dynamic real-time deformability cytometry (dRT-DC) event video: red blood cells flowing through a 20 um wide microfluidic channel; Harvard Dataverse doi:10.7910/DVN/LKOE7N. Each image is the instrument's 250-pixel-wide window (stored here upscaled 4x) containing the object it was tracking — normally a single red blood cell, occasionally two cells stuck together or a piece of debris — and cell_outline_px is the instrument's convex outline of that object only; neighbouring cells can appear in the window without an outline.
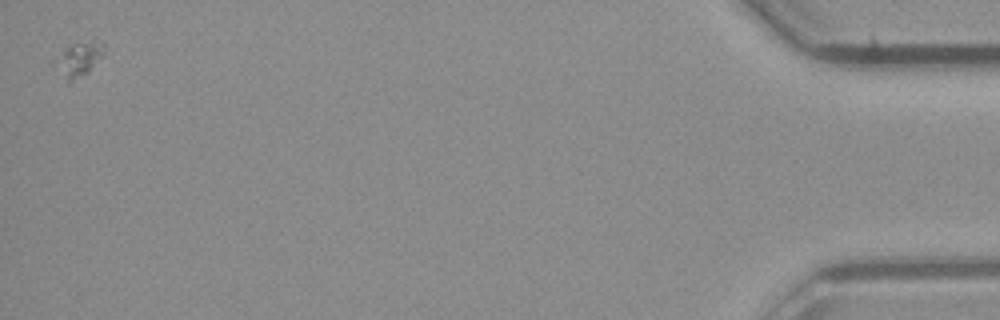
{"species": "common noctule bat (a hibernating species)", "species_latin": "Nyctalus noctula", "temperature_condition": "room temperature", "stored_images_in_passage": 37, "camera_frame_rate_fps": 3000, "um_per_image_px": 0.085, "animal": {"sex": "male", "body_mass_g": 23.1, "forearm_length_mm": 52.7}, "frame": {"image": 1, "passage_image": 37, "time_ms": 12.0, "image_size_px": [1000, 320], "cell_outline_px": [[104, 52], [88, 72], [68, 84], [52, 64], [52, 60], [64, 48], [72, 44], [92, 40], [100, 40], [104, 44]], "centroid_in_image_um": [6.63, 5.03], "position_along_channel_um": 428.6, "area_um2": 10.06}}